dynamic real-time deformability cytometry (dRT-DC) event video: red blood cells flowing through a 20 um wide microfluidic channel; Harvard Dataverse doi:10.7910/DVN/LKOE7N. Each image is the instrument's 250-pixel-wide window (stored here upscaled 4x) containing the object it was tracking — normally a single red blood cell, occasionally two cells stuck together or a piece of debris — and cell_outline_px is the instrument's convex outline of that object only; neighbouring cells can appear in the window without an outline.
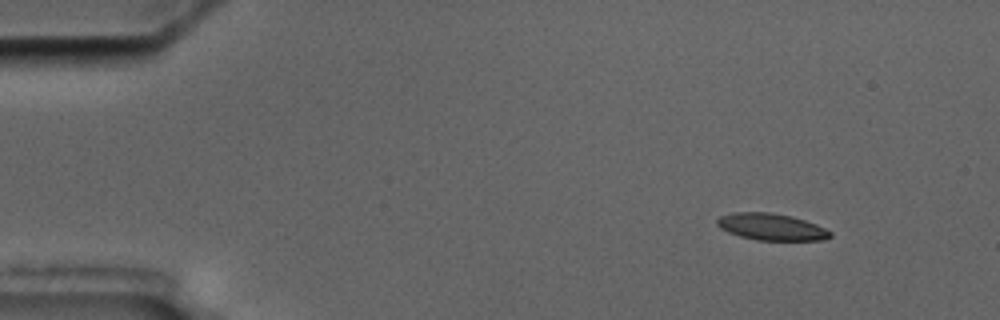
{"species": "common noctule bat (a hibernating species)", "species_latin": "Nyctalus noctula", "temperature_condition": "cold", "stored_images_in_passage": 5, "camera_frame_rate_fps": 3000, "um_per_image_px": 0.085, "animal": {"sex": "male", "body_mass_g": 17.5, "forearm_length_mm": 52.3}, "frame": {"image": 1, "passage_image": 1, "time_ms": 0.0, "image_size_px": [1000, 320], "cell_outline_px": [[832, 236], [824, 240], [756, 240], [740, 236], [728, 232], [720, 228], [716, 224], [716, 220], [720, 216], [732, 212], [768, 212], [792, 216], [816, 224], [832, 232]], "centroid_in_image_um": [65.55, 19.28], "position_along_channel_um": 19.5, "area_um2": 17.69}}
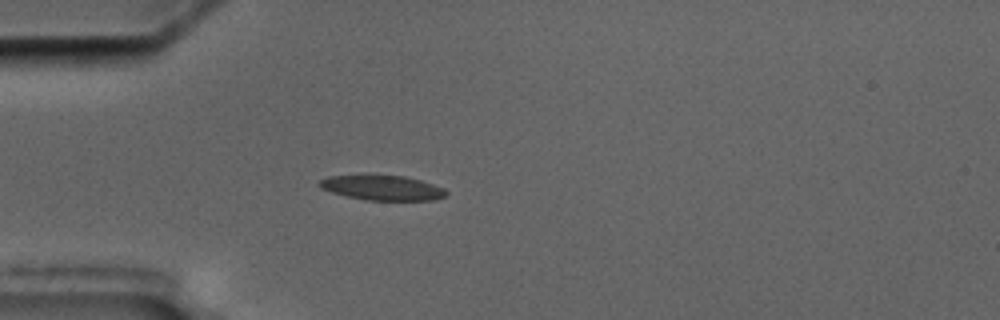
{"frame": {"image": 2, "passage_image": 4, "time_ms": 3.333, "image_size_px": [1000, 320], "cell_outline_px": [[448, 196], [436, 200], [368, 200], [348, 196], [332, 192], [320, 188], [316, 184], [320, 180], [328, 176], [364, 172], [372, 172], [404, 176], [420, 180], [444, 188], [448, 192]], "centroid_in_image_um": [32.45, 15.9], "position_along_channel_um": 52.5, "area_um2": 19.36}}